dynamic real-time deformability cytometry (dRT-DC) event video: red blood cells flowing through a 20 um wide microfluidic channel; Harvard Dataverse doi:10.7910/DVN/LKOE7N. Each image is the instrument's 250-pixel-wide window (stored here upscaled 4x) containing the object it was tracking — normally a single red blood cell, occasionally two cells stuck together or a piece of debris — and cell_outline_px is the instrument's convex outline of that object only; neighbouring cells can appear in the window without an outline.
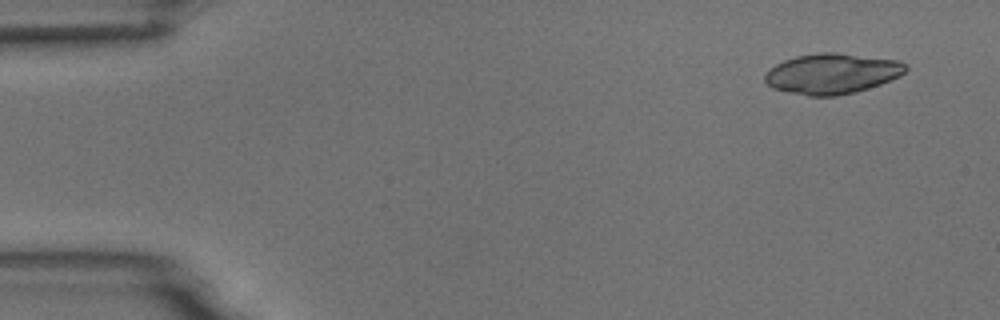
{"species": "common noctule bat (a hibernating species)", "species_latin": "Nyctalus noctula", "temperature_condition": "room temperature", "stored_images_in_passage": 6, "camera_frame_rate_fps": 3000, "um_per_image_px": 0.085, "animal": {"sex": "male", "body_mass_g": 18.8}, "frame": {"image": 1, "passage_image": 1, "time_ms": 0.0, "image_size_px": [1000, 320], "cell_outline_px": [[908, 68], [900, 76], [880, 84], [856, 92], [836, 96], [808, 96], [788, 92], [772, 88], [764, 84], [764, 76], [768, 68], [784, 60], [796, 56], [816, 52], [836, 52], [900, 60], [908, 64]], "centroid_in_image_um": [70.7, 6.25], "position_along_channel_um": 14.3, "area_um2": 33.64}}
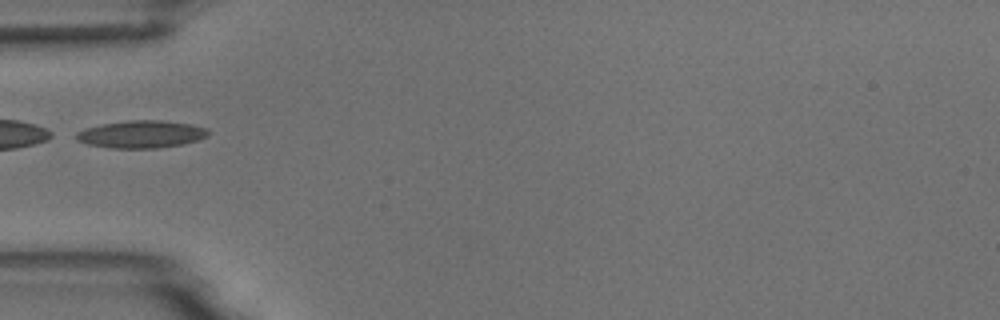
{"frame": {"image": 2, "passage_image": 5, "time_ms": 4.667, "image_size_px": [1000, 320], "cell_outline_px": [[208, 136], [200, 140], [184, 144], [156, 148], [112, 148], [88, 144], [76, 140], [76, 132], [84, 128], [100, 124], [128, 120], [164, 120], [192, 124], [208, 128]], "centroid_in_image_um": [12.03, 11.4], "position_along_channel_um": 73.0, "area_um2": 21.39}}